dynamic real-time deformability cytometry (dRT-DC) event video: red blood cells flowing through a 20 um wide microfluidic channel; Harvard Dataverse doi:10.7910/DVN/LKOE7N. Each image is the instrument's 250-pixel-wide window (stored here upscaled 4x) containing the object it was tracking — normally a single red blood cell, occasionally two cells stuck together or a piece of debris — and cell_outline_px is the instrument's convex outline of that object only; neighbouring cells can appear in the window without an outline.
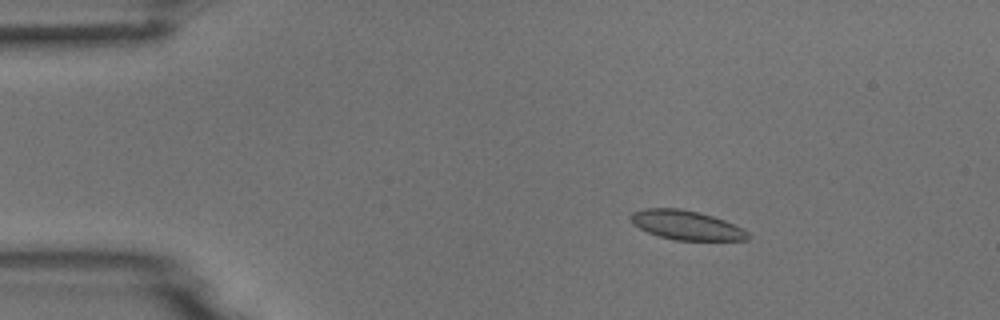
{"species": "common noctule bat (a hibernating species)", "species_latin": "Nyctalus noctula", "temperature_condition": "room temperature", "stored_images_in_passage": 5, "camera_frame_rate_fps": 3000, "um_per_image_px": 0.085, "animal": {"sex": "male", "body_mass_g": 18.8}, "frame": {"image": 1, "passage_image": 3, "time_ms": 2.333, "image_size_px": [1000, 320], "cell_outline_px": [[752, 236], [748, 240], [676, 240], [660, 236], [648, 232], [632, 224], [628, 216], [632, 212], [644, 208], [680, 208], [712, 216], [724, 220], [748, 232]], "centroid_in_image_um": [58.3, 19.13], "position_along_channel_um": 26.7, "area_um2": 19.88}}